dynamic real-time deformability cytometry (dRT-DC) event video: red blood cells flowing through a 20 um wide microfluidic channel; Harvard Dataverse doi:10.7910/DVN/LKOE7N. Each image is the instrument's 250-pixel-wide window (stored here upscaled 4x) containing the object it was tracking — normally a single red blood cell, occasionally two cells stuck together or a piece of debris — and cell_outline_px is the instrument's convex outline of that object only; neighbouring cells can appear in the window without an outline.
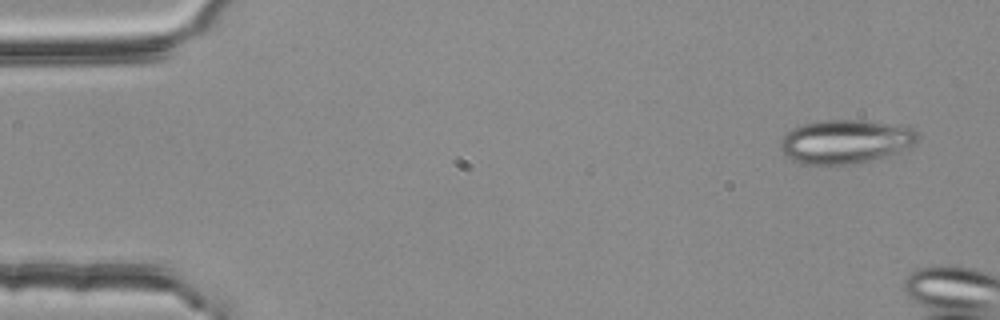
{"species": "common noctule bat (a hibernating species)", "species_latin": "Nyctalus noctula", "temperature_condition": "room temperature", "stored_images_in_passage": 4, "camera_frame_rate_fps": 3000, "um_per_image_px": 0.085, "animal": {"sex": "female", "body_mass_g": 25.1}, "frame": {"image": 1, "passage_image": 1, "time_ms": 0.0, "image_size_px": [1000, 320], "cell_outline_px": [[920, 140], [916, 144], [900, 152], [888, 156], [868, 160], [844, 164], [808, 164], [792, 160], [784, 156], [780, 148], [780, 144], [784, 136], [792, 128], [800, 124], [816, 120], [864, 120], [912, 128], [920, 136]], "centroid_in_image_um": [71.86, 12.02], "position_along_channel_um": 13.1, "area_um2": 35.08}}